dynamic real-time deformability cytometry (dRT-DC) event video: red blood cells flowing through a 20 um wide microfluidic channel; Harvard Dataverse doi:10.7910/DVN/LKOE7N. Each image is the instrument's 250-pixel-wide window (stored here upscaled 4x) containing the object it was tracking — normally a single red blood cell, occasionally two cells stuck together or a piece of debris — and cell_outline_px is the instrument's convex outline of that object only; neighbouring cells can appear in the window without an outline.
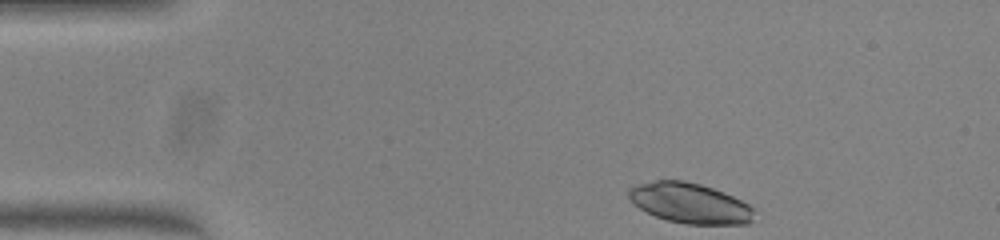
{"species": "common noctule bat (a hibernating species)", "species_latin": "Nyctalus noctula", "temperature_condition": "warm", "stored_images_in_passage": 35, "camera_frame_rate_fps": 3000, "um_per_image_px": 0.085, "animal": {"sex": "female", "body_mass_g": 23.0, "forearm_length_mm": 53.4}, "frame": {"image": 1, "passage_image": 1, "time_ms": 0.0, "image_size_px": [1000, 240], "cell_outline_px": [[752, 220], [748, 224], [688, 224], [668, 220], [656, 216], [640, 208], [628, 196], [628, 188], [636, 184], [656, 180], [684, 180], [700, 184], [712, 188], [732, 196], [748, 204], [752, 208]], "centroid_in_image_um": [58.61, 17.26], "position_along_channel_um": 26.4, "area_um2": 29.07}}
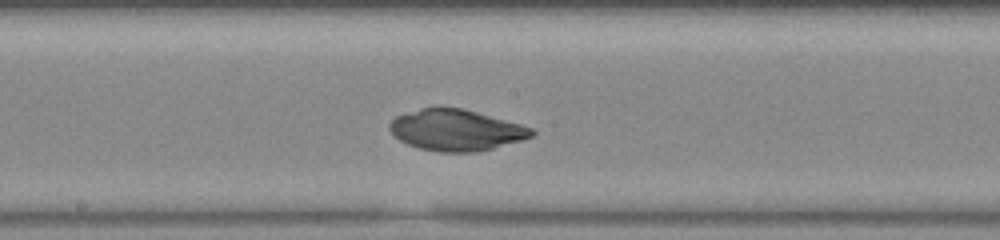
{"frame": {"image": 2, "passage_image": 20, "time_ms": 6.333, "image_size_px": [1000, 240], "cell_outline_px": [[536, 132], [532, 136], [520, 140], [492, 148], [476, 152], [440, 152], [420, 148], [408, 144], [400, 140], [388, 128], [388, 124], [396, 116], [420, 108], [460, 108], [476, 112], [520, 124], [532, 128]], "centroid_in_image_um": [38.74, 11.06], "position_along_channel_um": 209.5, "area_um2": 33.52}}
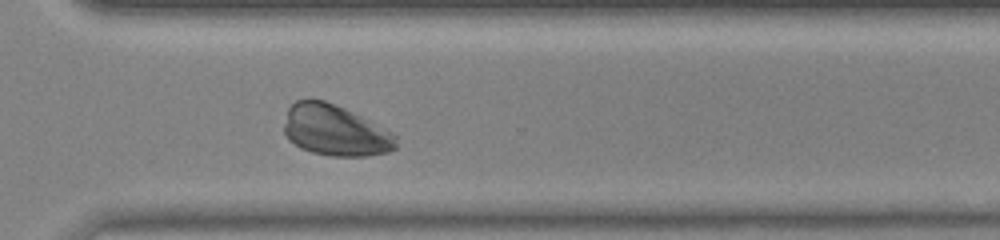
{"frame": {"image": 3, "passage_image": 30, "time_ms": 9.667, "image_size_px": [1000, 240], "cell_outline_px": [[396, 148], [388, 152], [368, 156], [332, 156], [312, 152], [300, 148], [288, 140], [284, 132], [284, 124], [288, 108], [296, 100], [324, 100], [344, 108], [392, 132], [396, 136]], "centroid_in_image_um": [28.47, 11.1], "position_along_channel_um": 342.1, "area_um2": 33.06}}